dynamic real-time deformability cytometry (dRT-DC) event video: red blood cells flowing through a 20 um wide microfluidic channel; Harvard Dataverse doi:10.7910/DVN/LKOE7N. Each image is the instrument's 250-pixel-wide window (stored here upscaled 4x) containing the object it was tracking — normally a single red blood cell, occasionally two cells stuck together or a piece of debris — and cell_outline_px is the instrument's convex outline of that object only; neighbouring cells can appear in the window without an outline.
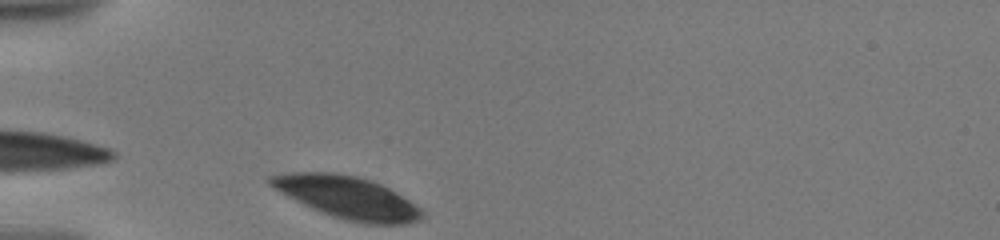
{"species": "human", "species_latin": "Homo sapiens", "temperature_condition": "warm", "stored_images_in_passage": 49, "camera_frame_rate_fps": 3000, "um_per_image_px": 0.085, "donor": {"sex": "male"}, "frame": {"image": 1, "passage_image": 1, "time_ms": 0.0, "image_size_px": [1000, 240], "cell_outline_px": [[424, 216], [420, 220], [404, 224], [364, 224], [344, 220], [320, 212], [272, 188], [268, 184], [268, 176], [284, 172], [336, 172], [356, 176], [372, 180], [396, 192], [420, 208], [424, 212]], "centroid_in_image_um": [29.5, 16.77], "position_along_channel_um": 55.5, "area_um2": 37.51}}
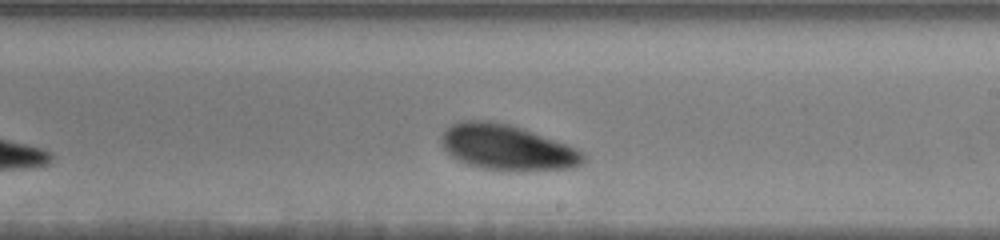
{"frame": {"image": 2, "passage_image": 28, "time_ms": 6.0, "image_size_px": [1000, 240], "cell_outline_px": [[584, 160], [580, 164], [572, 168], [484, 168], [468, 164], [452, 156], [444, 148], [440, 140], [440, 136], [444, 128], [460, 120], [492, 120], [508, 124], [568, 144], [584, 152]], "centroid_in_image_um": [43.04, 12.47], "position_along_channel_um": 246.0, "area_um2": 36.53}}
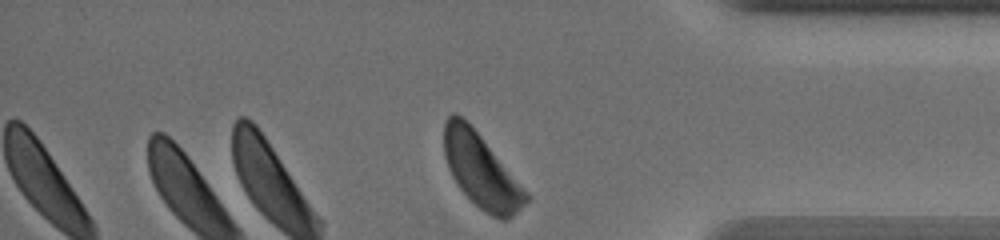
{"frame": {"image": 3, "passage_image": 49, "time_ms": 10.667, "image_size_px": [1000, 240], "cell_outline_px": [[532, 196], [512, 216], [504, 220], [500, 220], [484, 212], [456, 184], [448, 168], [444, 156], [444, 124], [448, 116], [452, 112], [456, 112], [480, 136]], "centroid_in_image_um": [40.9, 14.53], "position_along_channel_um": 394.3, "area_um2": 34.74}, "authors_computed_cell_mechanics": {"area_um2": 37.4544, "velocity_mm_per_s": 3.4546, "shape_relaxation_time_tau1_ms": 1.694, "shape_relaxation_time_tau2_ms": null, "deformation_change_tau1": 0.0833, "deformation_change_tau2": null}}